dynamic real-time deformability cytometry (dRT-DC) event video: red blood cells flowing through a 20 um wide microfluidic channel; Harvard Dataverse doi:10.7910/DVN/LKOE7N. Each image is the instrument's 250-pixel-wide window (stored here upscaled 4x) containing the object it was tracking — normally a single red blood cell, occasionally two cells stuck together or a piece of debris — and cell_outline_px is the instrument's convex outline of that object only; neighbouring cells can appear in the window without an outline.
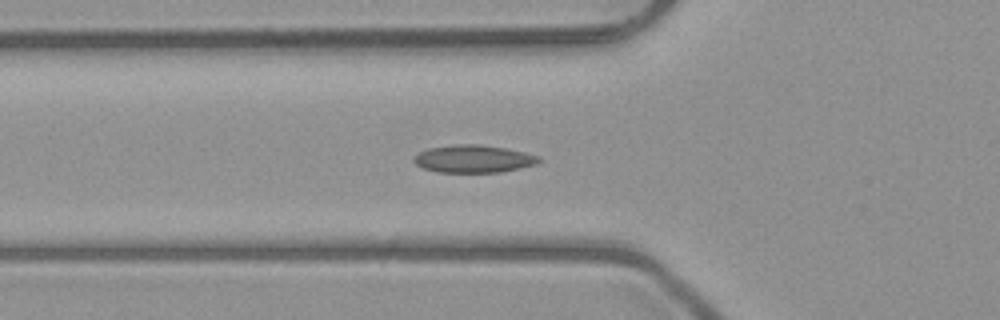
{"species": "common noctule bat (a hibernating species)", "species_latin": "Nyctalus noctula", "temperature_condition": "room temperature", "stored_images_in_passage": 36, "camera_frame_rate_fps": 3000, "um_per_image_px": 0.085, "animal": {"sex": "male", "body_mass_g": 23.1, "forearm_length_mm": 52.7}, "frame": {"image": 1, "passage_image": 2, "time_ms": 0.333, "image_size_px": [1000, 320], "cell_outline_px": [[544, 160], [536, 164], [500, 172], [436, 172], [420, 168], [412, 160], [420, 152], [428, 148], [456, 144], [480, 144], [508, 148], [540, 156]], "centroid_in_image_um": [40.26, 13.5], "position_along_channel_um": 85.5, "area_um2": 20.29}}
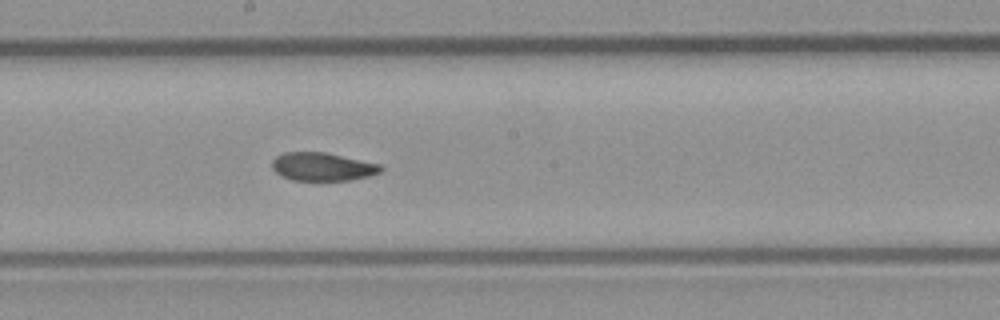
{"frame": {"image": 2, "passage_image": 12, "time_ms": 3.667, "image_size_px": [1000, 320], "cell_outline_px": [[384, 168], [380, 172], [368, 176], [348, 180], [292, 180], [280, 176], [272, 168], [272, 160], [276, 156], [284, 152], [324, 152], [380, 164]], "centroid_in_image_um": [27.38, 14.17], "position_along_channel_um": 220.8, "area_um2": 17.8}}
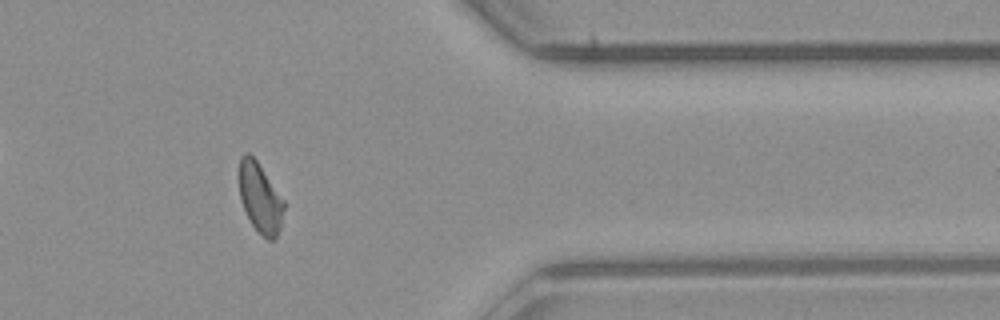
{"frame": {"image": 3, "passage_image": 26, "time_ms": 8.333, "image_size_px": [1000, 320], "cell_outline_px": [[284, 208], [280, 228], [276, 236], [272, 240], [268, 240], [252, 224], [240, 200], [236, 176], [236, 172], [240, 156], [244, 152], [248, 152], [256, 160], [284, 200]], "centroid_in_image_um": [22.04, 16.74], "position_along_channel_um": 389.4, "area_um2": 18.44}, "authors_computed_cell_mechanics": {"area_um2": 18.7272, "velocity_mm_per_s": 4.0212, "shape_relaxation_time_tau1_ms": 7.0639, "shape_relaxation_time_tau2_ms": 3.3623, "deformation_change_tau1": 0.1633, "deformation_change_tau2": 0.0641}}